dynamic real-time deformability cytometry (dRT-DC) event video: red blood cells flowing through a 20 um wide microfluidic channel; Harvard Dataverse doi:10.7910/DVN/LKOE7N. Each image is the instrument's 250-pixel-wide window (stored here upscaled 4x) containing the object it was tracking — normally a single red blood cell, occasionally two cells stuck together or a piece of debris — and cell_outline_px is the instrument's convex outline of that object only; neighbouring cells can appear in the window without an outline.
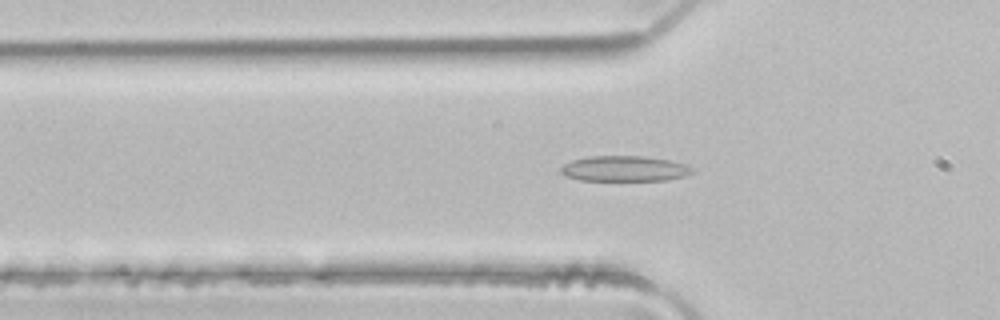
{"species": "common noctule bat (a hibernating species)", "species_latin": "Nyctalus noctula", "temperature_condition": "room temperature", "stored_images_in_passage": 48, "camera_frame_rate_fps": 3000, "um_per_image_px": 0.085, "animal": {"sex": "male", "body_mass_g": 21.5, "forearm_length_mm": 52.0}, "frame": {"image": 1, "passage_image": 15, "time_ms": 4.667, "image_size_px": [1000, 320], "cell_outline_px": [[696, 172], [684, 176], [668, 180], [580, 180], [564, 176], [560, 172], [560, 168], [564, 164], [572, 160], [588, 156], [644, 156], [668, 160], [684, 164], [692, 168]], "centroid_in_image_um": [53.06, 14.33], "position_along_channel_um": 72.7, "area_um2": 19.54}}
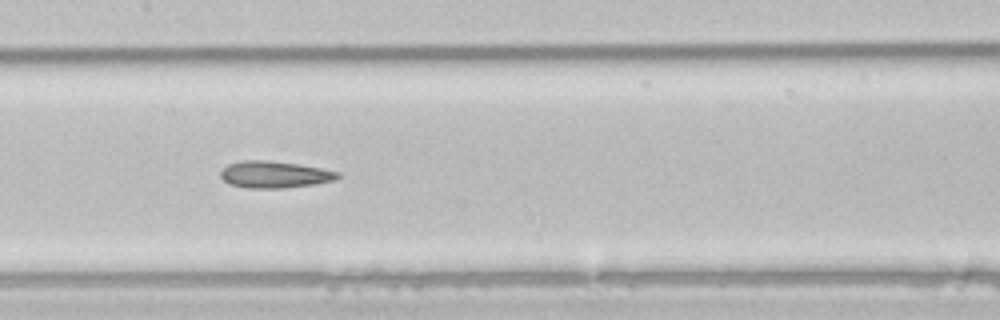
{"frame": {"image": 2, "passage_image": 23, "time_ms": 7.333, "image_size_px": [1000, 320], "cell_outline_px": [[340, 176], [336, 180], [316, 184], [284, 188], [248, 188], [228, 184], [220, 176], [220, 172], [228, 164], [244, 160], [264, 160], [296, 164], [320, 168], [340, 172]], "centroid_in_image_um": [23.34, 14.84], "position_along_channel_um": 184.1, "area_um2": 18.26}}
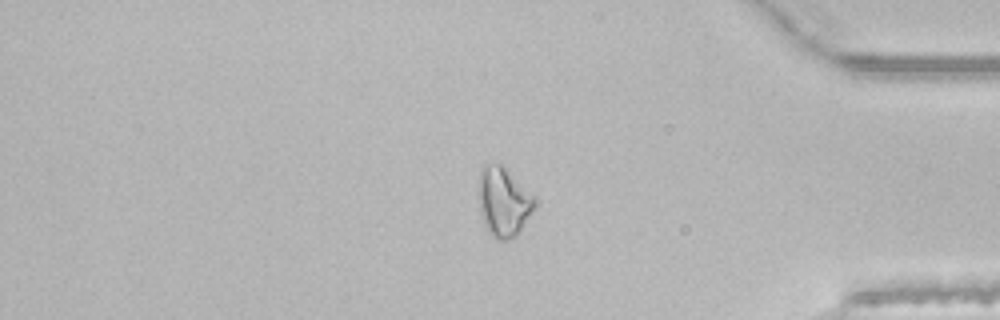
{"frame": {"image": 3, "passage_image": 40, "time_ms": 13.0, "image_size_px": [1000, 320], "cell_outline_px": [[536, 204], [520, 228], [512, 236], [504, 240], [496, 240], [488, 232], [484, 224], [480, 212], [476, 192], [480, 168], [488, 164], [500, 164], [508, 168], [536, 200]], "centroid_in_image_um": [42.72, 17.1], "position_along_channel_um": 392.5, "area_um2": 22.54}, "authors_computed_cell_mechanics": {"area_um2": 19.7098, "velocity_mm_per_s": 4.1399, "shape_relaxation_time_tau1_ms": null, "shape_relaxation_time_tau2_ms": 4.225, "deformation_change_tau1": null, "deformation_change_tau2": 0.1306}}